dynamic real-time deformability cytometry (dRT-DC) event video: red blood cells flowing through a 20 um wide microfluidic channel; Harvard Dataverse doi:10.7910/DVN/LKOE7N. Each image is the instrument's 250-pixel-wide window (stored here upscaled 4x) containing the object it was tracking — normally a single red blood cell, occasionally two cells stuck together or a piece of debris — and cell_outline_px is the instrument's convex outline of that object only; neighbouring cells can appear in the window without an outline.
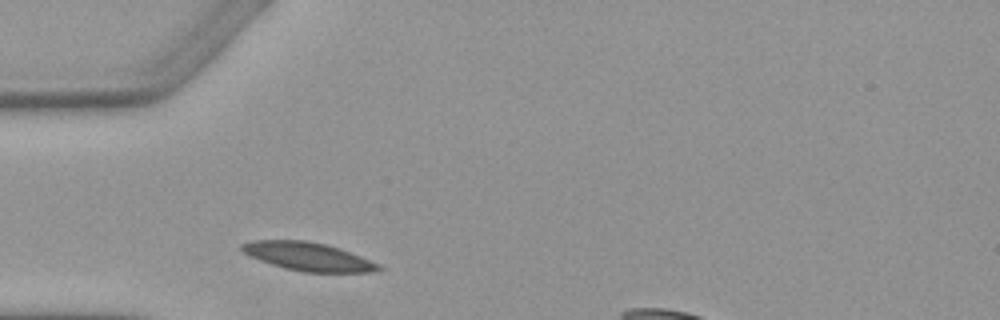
{"species": "Egyptian fruit bat (a non-hibernating species)", "species_latin": "Rousettus aegyptiacus", "temperature_condition": "warm", "stored_images_in_passage": 1, "camera_frame_rate_fps": 3000, "um_per_image_px": 0.085, "animal": {"sex": "female"}, "frame": {"image": 1, "passage_image": 1, "time_ms": 0.0, "image_size_px": [1000, 320], "cell_outline_px": [[384, 268], [372, 272], [300, 272], [284, 268], [260, 260], [244, 252], [240, 248], [240, 244], [252, 240], [304, 240], [324, 244], [340, 248], [380, 264]], "centroid_in_image_um": [26.2, 21.81], "position_along_channel_um": 58.8, "area_um2": 22.48}}